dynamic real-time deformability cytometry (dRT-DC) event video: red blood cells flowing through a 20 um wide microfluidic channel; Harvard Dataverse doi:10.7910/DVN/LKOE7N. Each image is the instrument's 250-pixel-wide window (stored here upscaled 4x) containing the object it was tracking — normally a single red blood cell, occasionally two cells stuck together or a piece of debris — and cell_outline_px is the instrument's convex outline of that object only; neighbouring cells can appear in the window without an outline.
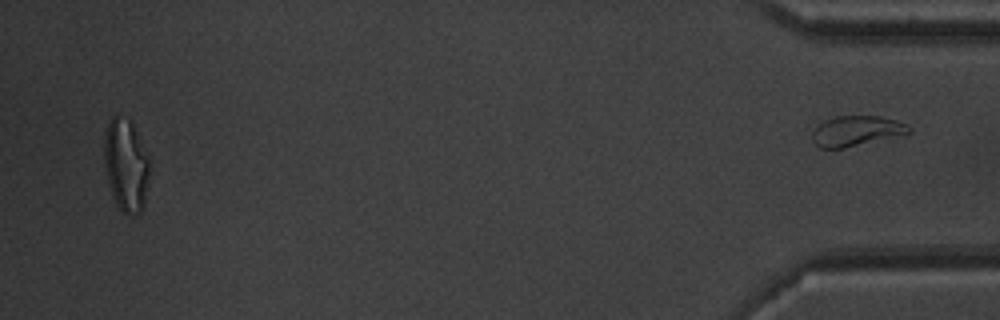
{"species": "common noctule bat (a hibernating species)", "species_latin": "Nyctalus noctula", "temperature_condition": "warm", "stored_images_in_passage": 46, "segment_of_instrument_passage": [2, 2], "camera_frame_rate_fps": 3000, "um_per_image_px": 0.085, "animal": {"sex": "male", "body_mass_g": 20.1, "forearm_length_mm": 53.5}, "frame": {"image": 1, "passage_image": 46, "time_ms": 15.0, "image_size_px": [1000, 320], "cell_outline_px": [[912, 132], [844, 148], [820, 148], [812, 140], [812, 132], [816, 124], [832, 116], [880, 116], [896, 120], [912, 128]], "centroid_in_image_um": [72.73, 11.11], "position_along_channel_um": 362.5, "area_um2": 16.99}}